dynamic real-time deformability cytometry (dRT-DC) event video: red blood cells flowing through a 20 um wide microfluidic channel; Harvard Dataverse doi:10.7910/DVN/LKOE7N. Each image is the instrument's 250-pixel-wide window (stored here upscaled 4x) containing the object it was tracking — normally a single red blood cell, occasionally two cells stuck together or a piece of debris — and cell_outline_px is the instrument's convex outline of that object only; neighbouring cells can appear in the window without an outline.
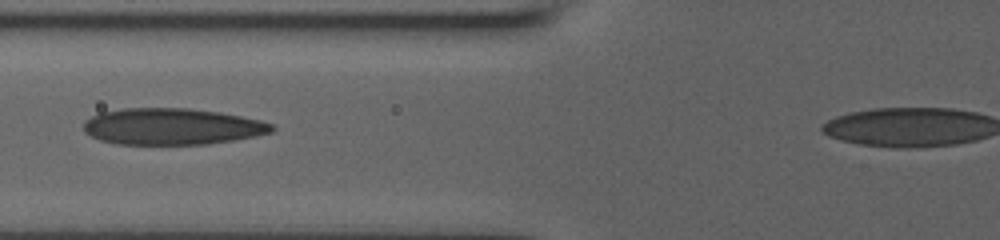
{"species": "human", "species_latin": "Homo sapiens", "temperature_condition": "room temperature", "stored_images_in_passage": 6, "camera_frame_rate_fps": 3000, "um_per_image_px": 0.085, "donor": {"sex": "male"}, "frame": {"image": 1, "passage_image": 5, "time_ms": 3.667, "image_size_px": [1000, 240], "cell_outline_px": [[276, 128], [272, 132], [256, 136], [232, 140], [204, 144], [116, 144], [100, 140], [84, 132], [84, 120], [100, 112], [124, 108], [188, 108], [220, 112], [260, 120], [272, 124]], "centroid_in_image_um": [14.6, 10.75], "position_along_channel_um": 111.2, "area_um2": 40.0}}